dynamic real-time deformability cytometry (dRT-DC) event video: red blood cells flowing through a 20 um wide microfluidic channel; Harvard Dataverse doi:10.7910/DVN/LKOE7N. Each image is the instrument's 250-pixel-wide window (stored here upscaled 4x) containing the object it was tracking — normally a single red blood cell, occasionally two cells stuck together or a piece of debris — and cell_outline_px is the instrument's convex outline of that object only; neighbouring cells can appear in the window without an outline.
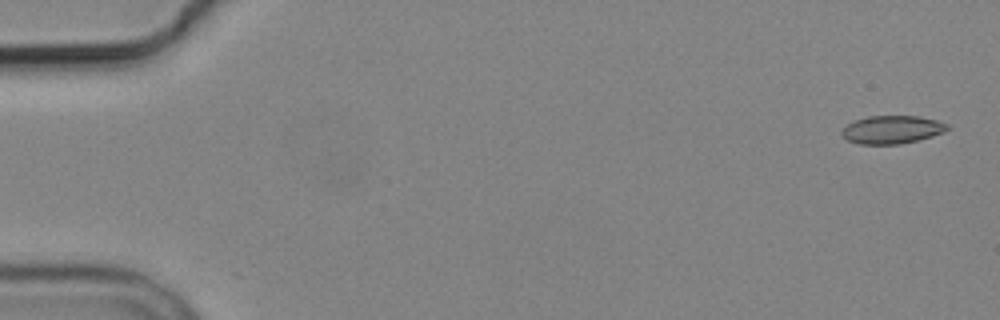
{"species": "common noctule bat (a hibernating species)", "species_latin": "Nyctalus noctula", "temperature_condition": "cold", "stored_images_in_passage": 5, "camera_frame_rate_fps": 3000, "um_per_image_px": 0.085, "animal": {"sex": "male", "body_mass_g": 19.2, "forearm_length_mm": 51.8}, "frame": {"image": 1, "passage_image": 1, "time_ms": 0.0, "image_size_px": [1000, 320], "cell_outline_px": [[952, 128], [944, 132], [932, 136], [900, 144], [860, 144], [848, 140], [840, 132], [848, 124], [856, 120], [868, 116], [920, 116], [936, 120], [948, 124]], "centroid_in_image_um": [75.86, 11.01], "position_along_channel_um": 9.1, "area_um2": 17.17}}
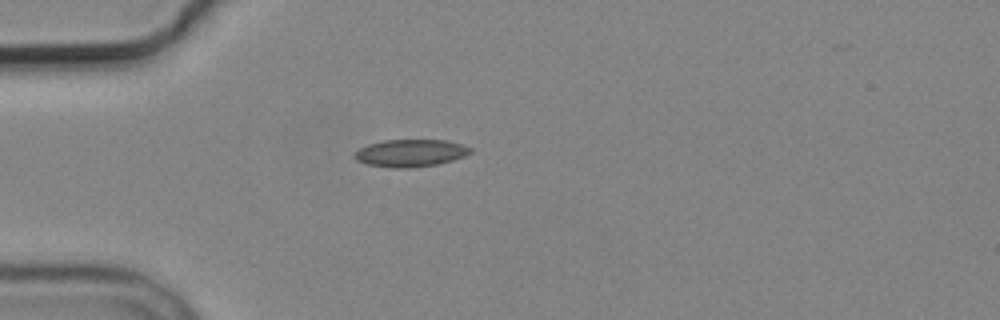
{"frame": {"image": 2, "passage_image": 4, "time_ms": 4.667, "image_size_px": [1000, 320], "cell_outline_px": [[472, 152], [464, 156], [452, 160], [436, 164], [408, 168], [392, 168], [368, 164], [356, 160], [352, 156], [360, 148], [368, 144], [384, 140], [444, 140], [460, 144], [472, 148]], "centroid_in_image_um": [34.87, 13.01], "position_along_channel_um": 50.1, "area_um2": 18.32}}